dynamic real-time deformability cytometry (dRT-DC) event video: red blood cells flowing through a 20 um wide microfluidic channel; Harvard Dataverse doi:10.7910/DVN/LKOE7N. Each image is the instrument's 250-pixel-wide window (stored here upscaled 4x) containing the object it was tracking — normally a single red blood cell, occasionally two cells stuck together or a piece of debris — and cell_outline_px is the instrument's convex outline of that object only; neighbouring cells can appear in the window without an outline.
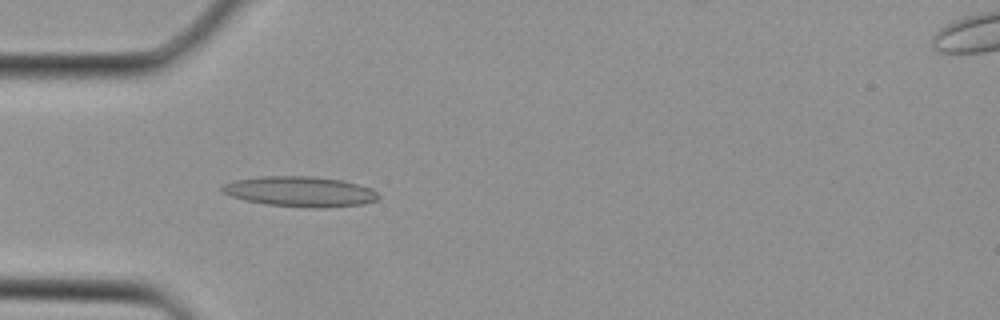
{"species": "Egyptian fruit bat (a non-hibernating species)", "species_latin": "Rousettus aegyptiacus", "temperature_condition": "cold", "stored_images_in_passage": 3, "camera_frame_rate_fps": 3000, "um_per_image_px": 0.085, "animal": {"sex": "female"}, "frame": {"image": 1, "passage_image": 2, "time_ms": 0.333, "image_size_px": [1000, 320], "cell_outline_px": [[380, 196], [376, 200], [364, 204], [324, 208], [312, 208], [264, 204], [244, 200], [232, 196], [224, 192], [220, 188], [224, 184], [236, 180], [260, 176], [312, 176], [344, 180], [372, 188]], "centroid_in_image_um": [25.54, 16.28], "position_along_channel_um": 59.5, "area_um2": 27.69}}